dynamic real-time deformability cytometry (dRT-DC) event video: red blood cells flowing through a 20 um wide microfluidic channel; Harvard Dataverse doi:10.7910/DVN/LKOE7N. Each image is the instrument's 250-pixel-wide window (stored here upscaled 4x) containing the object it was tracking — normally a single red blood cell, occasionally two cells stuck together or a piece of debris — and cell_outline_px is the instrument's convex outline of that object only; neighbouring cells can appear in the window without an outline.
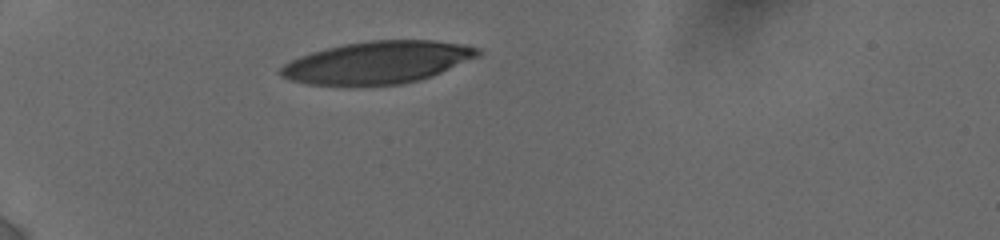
{"species": "human", "species_latin": "Homo sapiens", "temperature_condition": "cold", "stored_images_in_passage": 31, "camera_frame_rate_fps": 3000, "um_per_image_px": 0.085, "donor": {"sex": "female"}, "frame": {"image": 1, "passage_image": 1, "time_ms": 0.0, "image_size_px": [1000, 240], "cell_outline_px": [[480, 56], [432, 76], [420, 80], [404, 84], [352, 88], [344, 88], [308, 84], [288, 80], [280, 76], [276, 72], [284, 64], [300, 56], [312, 52], [344, 44], [368, 40], [432, 40], [468, 44], [480, 48]], "centroid_in_image_um": [32.07, 5.35], "position_along_channel_um": 52.9, "area_um2": 50.05}}
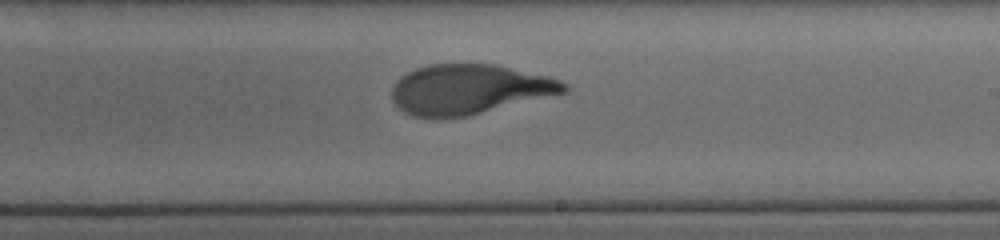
{"frame": {"image": 2, "passage_image": 18, "time_ms": 6.0, "image_size_px": [1000, 240], "cell_outline_px": [[568, 92], [464, 116], [436, 120], [432, 120], [412, 116], [404, 112], [392, 100], [392, 88], [400, 76], [416, 68], [428, 64], [492, 64], [548, 76], [560, 80], [568, 84]], "centroid_in_image_um": [39.84, 7.61], "position_along_channel_um": 249.2, "area_um2": 50.11}}
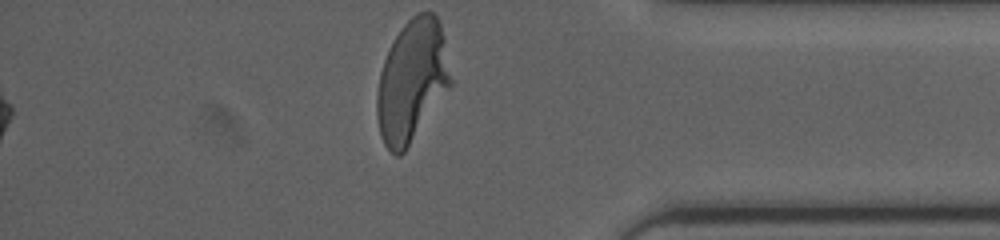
{"frame": {"image": 3, "passage_image": 31, "time_ms": 10.333, "image_size_px": [1000, 240], "cell_outline_px": [[452, 84], [404, 152], [400, 156], [396, 156], [384, 144], [380, 136], [376, 116], [376, 96], [380, 72], [384, 60], [396, 36], [404, 24], [416, 12], [432, 12], [440, 20], [444, 36], [452, 80]], "centroid_in_image_um": [35.01, 6.87], "position_along_channel_um": 400.2, "area_um2": 52.31}}